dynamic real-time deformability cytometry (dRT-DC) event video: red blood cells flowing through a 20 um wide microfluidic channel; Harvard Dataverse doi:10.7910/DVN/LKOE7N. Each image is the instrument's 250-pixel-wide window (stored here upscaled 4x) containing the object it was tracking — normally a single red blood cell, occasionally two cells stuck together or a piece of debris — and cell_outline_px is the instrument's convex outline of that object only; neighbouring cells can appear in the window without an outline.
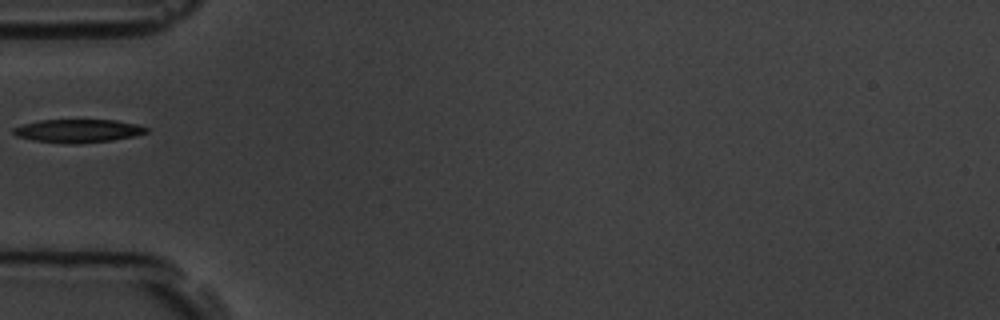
{"species": "common noctule bat (a hibernating species)", "species_latin": "Nyctalus noctula", "temperature_condition": "room temperature", "stored_images_in_passage": 5, "camera_frame_rate_fps": 3000, "um_per_image_px": 0.085, "animal": {"sex": "male", "body_mass_g": 19.5, "forearm_length_mm": 54.6}, "frame": {"image": 1, "passage_image": 4, "time_ms": 3.667, "image_size_px": [1000, 320], "cell_outline_px": [[148, 132], [132, 136], [112, 140], [80, 144], [68, 144], [32, 140], [16, 136], [12, 132], [12, 128], [24, 124], [40, 120], [116, 120], [136, 124], [148, 128]], "centroid_in_image_um": [6.6, 11.13], "position_along_channel_um": 78.4, "area_um2": 18.03}}
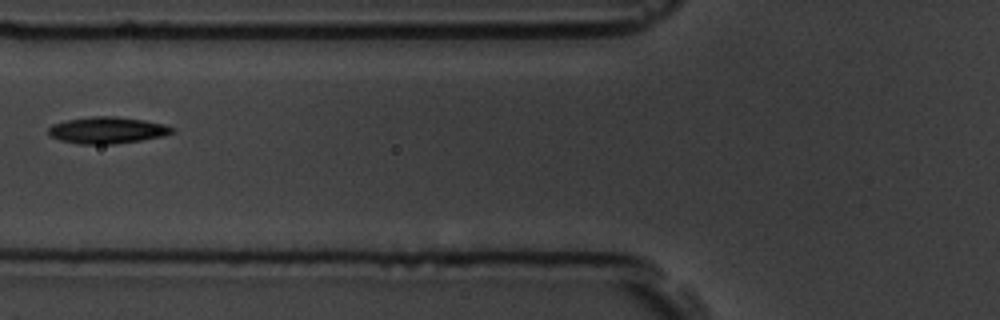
{"frame": {"image": 2, "passage_image": 5, "time_ms": 4.667, "image_size_px": [1000, 320], "cell_outline_px": [[176, 132], [164, 136], [140, 140], [112, 144], [80, 144], [60, 140], [52, 136], [48, 132], [48, 128], [52, 124], [68, 120], [92, 116], [116, 116], [144, 120], [164, 124], [176, 128]], "centroid_in_image_um": [9.16, 11.06], "position_along_channel_um": 116.6, "area_um2": 19.19}}